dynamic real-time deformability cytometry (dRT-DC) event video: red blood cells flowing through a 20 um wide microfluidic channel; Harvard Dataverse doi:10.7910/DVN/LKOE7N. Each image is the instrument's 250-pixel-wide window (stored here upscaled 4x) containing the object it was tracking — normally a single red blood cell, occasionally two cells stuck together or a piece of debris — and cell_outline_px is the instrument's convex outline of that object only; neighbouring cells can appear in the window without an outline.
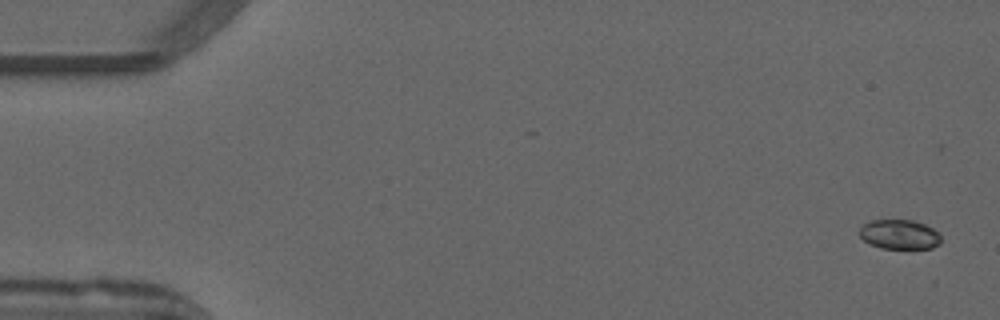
{"species": "common noctule bat (a hibernating species)", "species_latin": "Nyctalus noctula", "temperature_condition": "warm", "stored_images_in_passage": 52, "camera_frame_rate_fps": 3000, "um_per_image_px": 0.085, "animal": {"sex": "male", "forearm_length_mm": 52.5}, "frame": {"image": 1, "passage_image": 2, "time_ms": 0.333, "image_size_px": [1000, 320], "cell_outline_px": [[940, 244], [932, 248], [880, 248], [864, 240], [860, 236], [860, 228], [864, 224], [872, 220], [912, 220], [924, 224], [932, 228], [940, 236]], "centroid_in_image_um": [76.46, 19.92], "position_along_channel_um": 8.5, "area_um2": 13.81}}
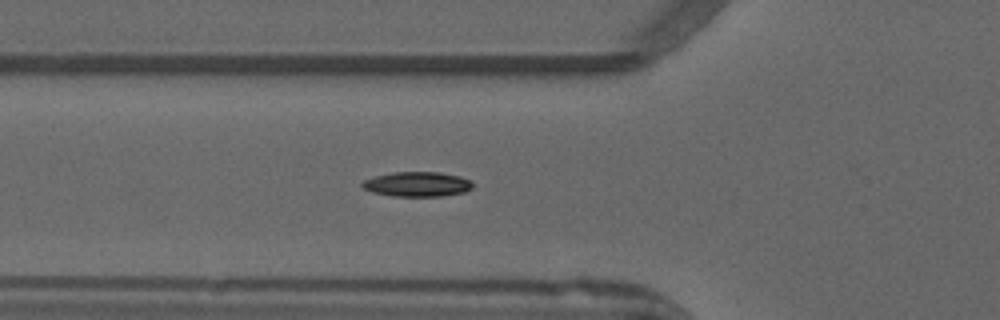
{"frame": {"image": 2, "passage_image": 19, "time_ms": 6.0, "image_size_px": [1000, 320], "cell_outline_px": [[472, 188], [464, 192], [440, 196], [392, 196], [372, 192], [364, 188], [360, 184], [364, 180], [376, 176], [392, 172], [440, 172], [460, 176], [472, 180]], "centroid_in_image_um": [35.48, 15.65], "position_along_channel_um": 90.3, "area_um2": 15.95}}
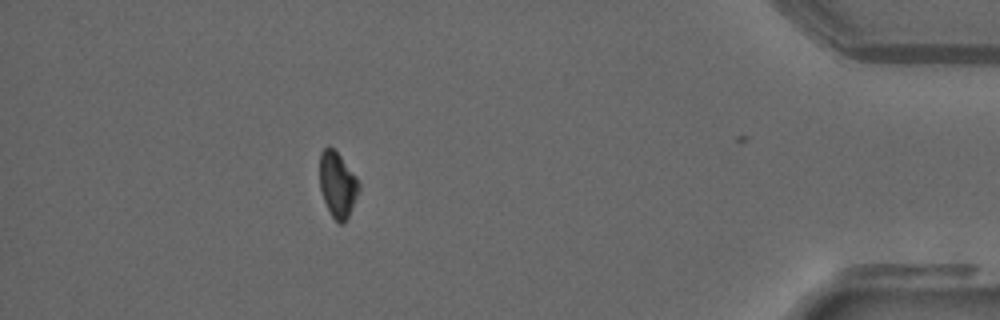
{"frame": {"image": 3, "passage_image": 47, "time_ms": 15.333, "image_size_px": [1000, 320], "cell_outline_px": [[360, 188], [348, 216], [344, 224], [340, 224], [332, 216], [324, 200], [320, 188], [320, 152], [324, 148], [332, 148], [340, 156], [356, 176], [360, 184]], "centroid_in_image_um": [28.69, 15.7], "position_along_channel_um": 406.5, "area_um2": 14.62}, "authors_computed_cell_mechanics": {"area_um2": 15.2014, "velocity_mm_per_s": 3.947, "shape_relaxation_time_tau1_ms": 5.0433, "shape_relaxation_time_tau2_ms": null, "deformation_change_tau1": 0.1392, "deformation_change_tau2": null}}